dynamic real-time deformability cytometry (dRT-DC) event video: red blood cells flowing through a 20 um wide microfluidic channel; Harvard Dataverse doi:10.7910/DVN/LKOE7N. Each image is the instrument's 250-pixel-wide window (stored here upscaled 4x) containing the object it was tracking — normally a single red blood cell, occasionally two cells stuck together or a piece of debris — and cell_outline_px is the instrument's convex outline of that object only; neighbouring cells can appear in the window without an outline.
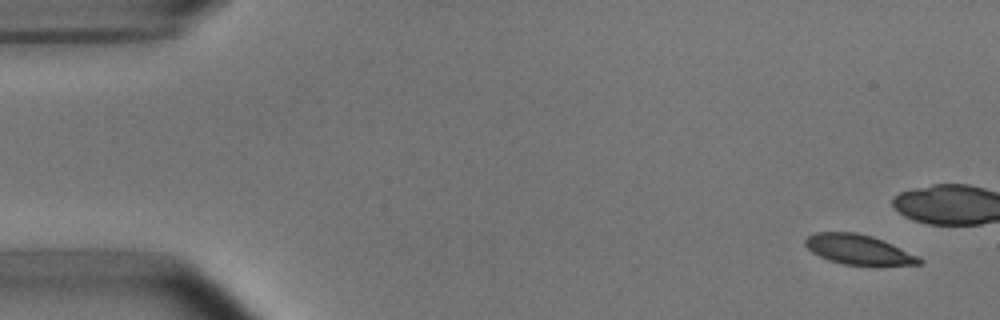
{"species": "common noctule bat (a hibernating species)", "species_latin": "Nyctalus noctula", "temperature_condition": "room temperature", "stored_images_in_passage": 5, "camera_frame_rate_fps": 3000, "um_per_image_px": 0.085, "animal": {"sex": "male", "body_mass_g": 15.6}, "frame": {"image": 1, "passage_image": 1, "time_ms": 0.0, "image_size_px": [1000, 320], "cell_outline_px": [[924, 260], [920, 264], [844, 264], [828, 260], [812, 252], [804, 244], [804, 240], [808, 236], [816, 232], [856, 232], [872, 236], [892, 244]], "centroid_in_image_um": [72.9, 21.18], "position_along_channel_um": 12.1, "area_um2": 19.31}}